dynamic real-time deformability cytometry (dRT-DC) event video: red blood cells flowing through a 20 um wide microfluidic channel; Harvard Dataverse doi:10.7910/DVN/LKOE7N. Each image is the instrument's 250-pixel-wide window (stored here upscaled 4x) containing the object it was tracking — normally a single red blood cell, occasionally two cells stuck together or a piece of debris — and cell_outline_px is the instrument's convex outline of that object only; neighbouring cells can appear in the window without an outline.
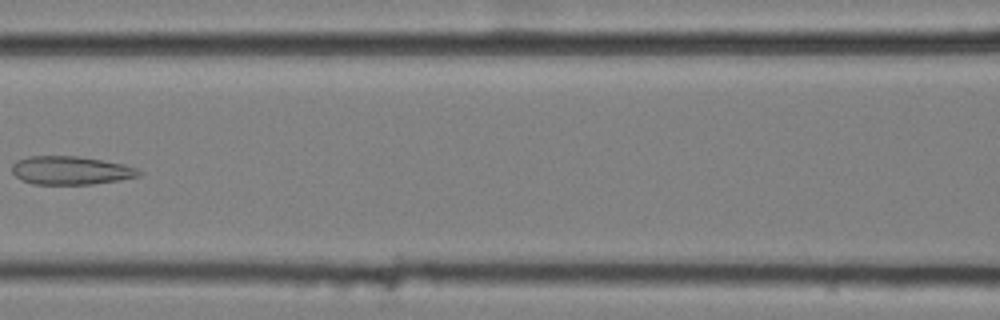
{"species": "common noctule bat (a hibernating species)", "species_latin": "Nyctalus noctula", "temperature_condition": "cold", "stored_images_in_passage": 7, "camera_frame_rate_fps": 3000, "um_per_image_px": 0.085, "animal": {"sex": "female", "body_mass_g": 25.1}, "frame": {"image": 1, "passage_image": 7, "time_ms": 2.0, "image_size_px": [1000, 320], "cell_outline_px": [[144, 172], [140, 176], [120, 180], [92, 184], [32, 184], [16, 176], [12, 172], [12, 164], [16, 160], [28, 156], [76, 156], [124, 164], [136, 168]], "centroid_in_image_um": [6.03, 14.48], "position_along_channel_um": 160.6, "area_um2": 20.98}}